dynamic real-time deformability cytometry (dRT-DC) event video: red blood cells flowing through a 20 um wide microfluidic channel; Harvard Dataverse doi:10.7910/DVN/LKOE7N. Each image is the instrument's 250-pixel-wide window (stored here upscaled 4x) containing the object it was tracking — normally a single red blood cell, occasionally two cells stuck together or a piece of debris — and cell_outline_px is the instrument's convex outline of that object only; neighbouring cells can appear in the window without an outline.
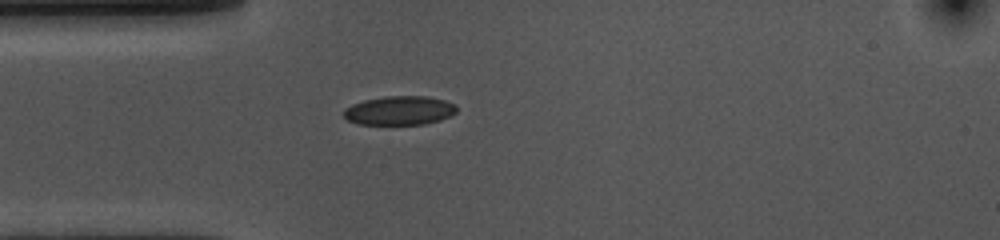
{"species": "common noctule bat (a hibernating species)", "species_latin": "Nyctalus noctula", "temperature_condition": "cold", "stored_images_in_passage": 41, "camera_frame_rate_fps": 3000, "um_per_image_px": 0.085, "animal": {"sex": "female", "body_mass_g": 10.0, "forearm_length_mm": 53.1}, "frame": {"image": 1, "passage_image": 1, "time_ms": 0.0, "image_size_px": [1000, 240], "cell_outline_px": [[456, 112], [440, 120], [424, 124], [360, 124], [348, 120], [344, 116], [344, 108], [352, 104], [364, 100], [384, 96], [428, 96], [444, 100], [456, 104]], "centroid_in_image_um": [33.95, 9.38], "position_along_channel_um": 51.0, "area_um2": 19.02}}
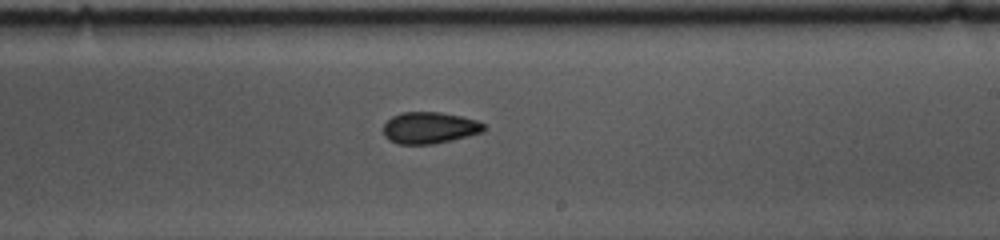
{"frame": {"image": 2, "passage_image": 18, "time_ms": 5.667, "image_size_px": [1000, 240], "cell_outline_px": [[484, 132], [452, 140], [432, 144], [396, 144], [388, 140], [384, 136], [384, 124], [392, 116], [400, 112], [440, 112], [460, 116], [476, 120], [484, 124]], "centroid_in_image_um": [36.49, 10.87], "position_along_channel_um": 252.5, "area_um2": 18.55}}
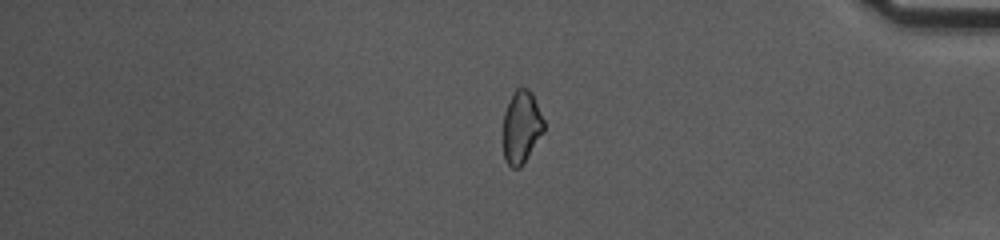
{"frame": {"image": 3, "passage_image": 32, "time_ms": 10.333, "image_size_px": [1000, 240], "cell_outline_px": [[544, 132], [524, 164], [520, 168], [512, 168], [504, 160], [504, 112], [508, 100], [516, 88], [528, 88], [532, 92], [544, 120]], "centroid_in_image_um": [44.33, 10.81], "position_along_channel_um": 390.9, "area_um2": 17.46}, "authors_computed_cell_mechanics": {"area_um2": 18.7272, "velocity_mm_per_s": 3.6243, "shape_relaxation_time_tau1_ms": 4.5393, "shape_relaxation_time_tau2_ms": 3.6095, "deformation_change_tau1": 0.0873, "deformation_change_tau2": 0.0839}}